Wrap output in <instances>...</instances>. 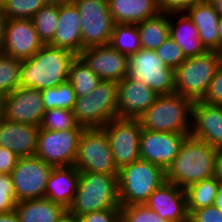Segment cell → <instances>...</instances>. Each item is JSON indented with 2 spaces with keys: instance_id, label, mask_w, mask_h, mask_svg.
<instances>
[{
  "instance_id": "obj_16",
  "label": "cell",
  "mask_w": 222,
  "mask_h": 222,
  "mask_svg": "<svg viewBox=\"0 0 222 222\" xmlns=\"http://www.w3.org/2000/svg\"><path fill=\"white\" fill-rule=\"evenodd\" d=\"M186 137L184 133L142 129L139 143L140 159L156 164L166 171Z\"/></svg>"
},
{
  "instance_id": "obj_5",
  "label": "cell",
  "mask_w": 222,
  "mask_h": 222,
  "mask_svg": "<svg viewBox=\"0 0 222 222\" xmlns=\"http://www.w3.org/2000/svg\"><path fill=\"white\" fill-rule=\"evenodd\" d=\"M165 181L162 167L142 159L122 167L118 172L120 206L144 204Z\"/></svg>"
},
{
  "instance_id": "obj_27",
  "label": "cell",
  "mask_w": 222,
  "mask_h": 222,
  "mask_svg": "<svg viewBox=\"0 0 222 222\" xmlns=\"http://www.w3.org/2000/svg\"><path fill=\"white\" fill-rule=\"evenodd\" d=\"M15 212L19 222H62L67 216L64 206L47 198L19 201Z\"/></svg>"
},
{
  "instance_id": "obj_51",
  "label": "cell",
  "mask_w": 222,
  "mask_h": 222,
  "mask_svg": "<svg viewBox=\"0 0 222 222\" xmlns=\"http://www.w3.org/2000/svg\"><path fill=\"white\" fill-rule=\"evenodd\" d=\"M212 3L215 6L217 12L222 15V0H213Z\"/></svg>"
},
{
  "instance_id": "obj_1",
  "label": "cell",
  "mask_w": 222,
  "mask_h": 222,
  "mask_svg": "<svg viewBox=\"0 0 222 222\" xmlns=\"http://www.w3.org/2000/svg\"><path fill=\"white\" fill-rule=\"evenodd\" d=\"M76 56L67 49L44 45L32 57L22 61L20 87L42 91L68 81L69 68Z\"/></svg>"
},
{
  "instance_id": "obj_21",
  "label": "cell",
  "mask_w": 222,
  "mask_h": 222,
  "mask_svg": "<svg viewBox=\"0 0 222 222\" xmlns=\"http://www.w3.org/2000/svg\"><path fill=\"white\" fill-rule=\"evenodd\" d=\"M40 126L11 122L0 123V146L8 148L19 157H33L37 152Z\"/></svg>"
},
{
  "instance_id": "obj_44",
  "label": "cell",
  "mask_w": 222,
  "mask_h": 222,
  "mask_svg": "<svg viewBox=\"0 0 222 222\" xmlns=\"http://www.w3.org/2000/svg\"><path fill=\"white\" fill-rule=\"evenodd\" d=\"M19 156L8 148L0 146V174L10 175L16 166Z\"/></svg>"
},
{
  "instance_id": "obj_22",
  "label": "cell",
  "mask_w": 222,
  "mask_h": 222,
  "mask_svg": "<svg viewBox=\"0 0 222 222\" xmlns=\"http://www.w3.org/2000/svg\"><path fill=\"white\" fill-rule=\"evenodd\" d=\"M58 22L55 36L48 45L67 49L78 56L82 51L81 22L78 8L73 2L59 6Z\"/></svg>"
},
{
  "instance_id": "obj_20",
  "label": "cell",
  "mask_w": 222,
  "mask_h": 222,
  "mask_svg": "<svg viewBox=\"0 0 222 222\" xmlns=\"http://www.w3.org/2000/svg\"><path fill=\"white\" fill-rule=\"evenodd\" d=\"M190 135L216 149H222V105L195 101Z\"/></svg>"
},
{
  "instance_id": "obj_13",
  "label": "cell",
  "mask_w": 222,
  "mask_h": 222,
  "mask_svg": "<svg viewBox=\"0 0 222 222\" xmlns=\"http://www.w3.org/2000/svg\"><path fill=\"white\" fill-rule=\"evenodd\" d=\"M53 166L41 158L19 157L10 174L17 202L45 198V189Z\"/></svg>"
},
{
  "instance_id": "obj_24",
  "label": "cell",
  "mask_w": 222,
  "mask_h": 222,
  "mask_svg": "<svg viewBox=\"0 0 222 222\" xmlns=\"http://www.w3.org/2000/svg\"><path fill=\"white\" fill-rule=\"evenodd\" d=\"M78 179L79 170L74 165L53 167L46 185L45 198L68 209L77 191Z\"/></svg>"
},
{
  "instance_id": "obj_38",
  "label": "cell",
  "mask_w": 222,
  "mask_h": 222,
  "mask_svg": "<svg viewBox=\"0 0 222 222\" xmlns=\"http://www.w3.org/2000/svg\"><path fill=\"white\" fill-rule=\"evenodd\" d=\"M155 52L166 66L174 70L186 59L181 48L170 37Z\"/></svg>"
},
{
  "instance_id": "obj_34",
  "label": "cell",
  "mask_w": 222,
  "mask_h": 222,
  "mask_svg": "<svg viewBox=\"0 0 222 222\" xmlns=\"http://www.w3.org/2000/svg\"><path fill=\"white\" fill-rule=\"evenodd\" d=\"M22 61L0 52V94L6 95L20 87Z\"/></svg>"
},
{
  "instance_id": "obj_23",
  "label": "cell",
  "mask_w": 222,
  "mask_h": 222,
  "mask_svg": "<svg viewBox=\"0 0 222 222\" xmlns=\"http://www.w3.org/2000/svg\"><path fill=\"white\" fill-rule=\"evenodd\" d=\"M185 13L198 29L199 38L207 51L219 48L218 23L220 14L212 2L201 0L188 8Z\"/></svg>"
},
{
  "instance_id": "obj_19",
  "label": "cell",
  "mask_w": 222,
  "mask_h": 222,
  "mask_svg": "<svg viewBox=\"0 0 222 222\" xmlns=\"http://www.w3.org/2000/svg\"><path fill=\"white\" fill-rule=\"evenodd\" d=\"M117 114L118 118L137 119L159 96L142 81L125 77L118 83Z\"/></svg>"
},
{
  "instance_id": "obj_31",
  "label": "cell",
  "mask_w": 222,
  "mask_h": 222,
  "mask_svg": "<svg viewBox=\"0 0 222 222\" xmlns=\"http://www.w3.org/2000/svg\"><path fill=\"white\" fill-rule=\"evenodd\" d=\"M59 6L45 4L33 17L32 21L39 39L48 45L54 38L58 28Z\"/></svg>"
},
{
  "instance_id": "obj_6",
  "label": "cell",
  "mask_w": 222,
  "mask_h": 222,
  "mask_svg": "<svg viewBox=\"0 0 222 222\" xmlns=\"http://www.w3.org/2000/svg\"><path fill=\"white\" fill-rule=\"evenodd\" d=\"M117 93L116 82L101 81L89 95L77 97L72 110L77 124L85 129L103 128L118 118Z\"/></svg>"
},
{
  "instance_id": "obj_55",
  "label": "cell",
  "mask_w": 222,
  "mask_h": 222,
  "mask_svg": "<svg viewBox=\"0 0 222 222\" xmlns=\"http://www.w3.org/2000/svg\"><path fill=\"white\" fill-rule=\"evenodd\" d=\"M4 1H5V0H0V6L3 4Z\"/></svg>"
},
{
  "instance_id": "obj_42",
  "label": "cell",
  "mask_w": 222,
  "mask_h": 222,
  "mask_svg": "<svg viewBox=\"0 0 222 222\" xmlns=\"http://www.w3.org/2000/svg\"><path fill=\"white\" fill-rule=\"evenodd\" d=\"M189 222H222V210L210 205L189 214Z\"/></svg>"
},
{
  "instance_id": "obj_8",
  "label": "cell",
  "mask_w": 222,
  "mask_h": 222,
  "mask_svg": "<svg viewBox=\"0 0 222 222\" xmlns=\"http://www.w3.org/2000/svg\"><path fill=\"white\" fill-rule=\"evenodd\" d=\"M127 77L142 81L158 95L175 93L174 69L166 66L153 50L140 48L128 56Z\"/></svg>"
},
{
  "instance_id": "obj_2",
  "label": "cell",
  "mask_w": 222,
  "mask_h": 222,
  "mask_svg": "<svg viewBox=\"0 0 222 222\" xmlns=\"http://www.w3.org/2000/svg\"><path fill=\"white\" fill-rule=\"evenodd\" d=\"M217 151L208 143L187 136L165 171L166 181L185 190L192 184L214 177Z\"/></svg>"
},
{
  "instance_id": "obj_36",
  "label": "cell",
  "mask_w": 222,
  "mask_h": 222,
  "mask_svg": "<svg viewBox=\"0 0 222 222\" xmlns=\"http://www.w3.org/2000/svg\"><path fill=\"white\" fill-rule=\"evenodd\" d=\"M40 128L54 131L85 129L77 124L72 111L61 108L45 110Z\"/></svg>"
},
{
  "instance_id": "obj_48",
  "label": "cell",
  "mask_w": 222,
  "mask_h": 222,
  "mask_svg": "<svg viewBox=\"0 0 222 222\" xmlns=\"http://www.w3.org/2000/svg\"><path fill=\"white\" fill-rule=\"evenodd\" d=\"M5 119V95L0 94V123H2Z\"/></svg>"
},
{
  "instance_id": "obj_41",
  "label": "cell",
  "mask_w": 222,
  "mask_h": 222,
  "mask_svg": "<svg viewBox=\"0 0 222 222\" xmlns=\"http://www.w3.org/2000/svg\"><path fill=\"white\" fill-rule=\"evenodd\" d=\"M75 219L78 222H120V208L93 211Z\"/></svg>"
},
{
  "instance_id": "obj_29",
  "label": "cell",
  "mask_w": 222,
  "mask_h": 222,
  "mask_svg": "<svg viewBox=\"0 0 222 222\" xmlns=\"http://www.w3.org/2000/svg\"><path fill=\"white\" fill-rule=\"evenodd\" d=\"M221 182L214 176L201 180L185 189L187 197V209L193 211L214 205Z\"/></svg>"
},
{
  "instance_id": "obj_25",
  "label": "cell",
  "mask_w": 222,
  "mask_h": 222,
  "mask_svg": "<svg viewBox=\"0 0 222 222\" xmlns=\"http://www.w3.org/2000/svg\"><path fill=\"white\" fill-rule=\"evenodd\" d=\"M176 18H175V16ZM176 23L174 22V18ZM169 34L186 58L204 54L207 50L199 38L198 29L185 12L169 13Z\"/></svg>"
},
{
  "instance_id": "obj_9",
  "label": "cell",
  "mask_w": 222,
  "mask_h": 222,
  "mask_svg": "<svg viewBox=\"0 0 222 222\" xmlns=\"http://www.w3.org/2000/svg\"><path fill=\"white\" fill-rule=\"evenodd\" d=\"M74 166L81 172L118 174L108 137L102 128L83 130Z\"/></svg>"
},
{
  "instance_id": "obj_33",
  "label": "cell",
  "mask_w": 222,
  "mask_h": 222,
  "mask_svg": "<svg viewBox=\"0 0 222 222\" xmlns=\"http://www.w3.org/2000/svg\"><path fill=\"white\" fill-rule=\"evenodd\" d=\"M109 44L128 56L136 53L141 48L136 24H115Z\"/></svg>"
},
{
  "instance_id": "obj_14",
  "label": "cell",
  "mask_w": 222,
  "mask_h": 222,
  "mask_svg": "<svg viewBox=\"0 0 222 222\" xmlns=\"http://www.w3.org/2000/svg\"><path fill=\"white\" fill-rule=\"evenodd\" d=\"M43 46L32 19L6 20L2 53L24 61L32 57Z\"/></svg>"
},
{
  "instance_id": "obj_12",
  "label": "cell",
  "mask_w": 222,
  "mask_h": 222,
  "mask_svg": "<svg viewBox=\"0 0 222 222\" xmlns=\"http://www.w3.org/2000/svg\"><path fill=\"white\" fill-rule=\"evenodd\" d=\"M83 130L54 131L40 128L35 156L53 167L74 165Z\"/></svg>"
},
{
  "instance_id": "obj_7",
  "label": "cell",
  "mask_w": 222,
  "mask_h": 222,
  "mask_svg": "<svg viewBox=\"0 0 222 222\" xmlns=\"http://www.w3.org/2000/svg\"><path fill=\"white\" fill-rule=\"evenodd\" d=\"M219 65L216 51L186 58L174 70L175 93L194 102L202 100Z\"/></svg>"
},
{
  "instance_id": "obj_45",
  "label": "cell",
  "mask_w": 222,
  "mask_h": 222,
  "mask_svg": "<svg viewBox=\"0 0 222 222\" xmlns=\"http://www.w3.org/2000/svg\"><path fill=\"white\" fill-rule=\"evenodd\" d=\"M214 176L222 184V149H218V151H217L216 160H215Z\"/></svg>"
},
{
  "instance_id": "obj_18",
  "label": "cell",
  "mask_w": 222,
  "mask_h": 222,
  "mask_svg": "<svg viewBox=\"0 0 222 222\" xmlns=\"http://www.w3.org/2000/svg\"><path fill=\"white\" fill-rule=\"evenodd\" d=\"M144 204L170 222H189L186 192L172 182H163Z\"/></svg>"
},
{
  "instance_id": "obj_10",
  "label": "cell",
  "mask_w": 222,
  "mask_h": 222,
  "mask_svg": "<svg viewBox=\"0 0 222 222\" xmlns=\"http://www.w3.org/2000/svg\"><path fill=\"white\" fill-rule=\"evenodd\" d=\"M78 8L81 22L82 50L108 45L115 26L108 0H72Z\"/></svg>"
},
{
  "instance_id": "obj_40",
  "label": "cell",
  "mask_w": 222,
  "mask_h": 222,
  "mask_svg": "<svg viewBox=\"0 0 222 222\" xmlns=\"http://www.w3.org/2000/svg\"><path fill=\"white\" fill-rule=\"evenodd\" d=\"M212 105H222V65L220 64L210 82L207 93L201 100Z\"/></svg>"
},
{
  "instance_id": "obj_15",
  "label": "cell",
  "mask_w": 222,
  "mask_h": 222,
  "mask_svg": "<svg viewBox=\"0 0 222 222\" xmlns=\"http://www.w3.org/2000/svg\"><path fill=\"white\" fill-rule=\"evenodd\" d=\"M78 56L102 81L118 83L128 74V55L110 44L84 48Z\"/></svg>"
},
{
  "instance_id": "obj_28",
  "label": "cell",
  "mask_w": 222,
  "mask_h": 222,
  "mask_svg": "<svg viewBox=\"0 0 222 222\" xmlns=\"http://www.w3.org/2000/svg\"><path fill=\"white\" fill-rule=\"evenodd\" d=\"M142 49L156 51L169 37V13L159 15L136 24Z\"/></svg>"
},
{
  "instance_id": "obj_46",
  "label": "cell",
  "mask_w": 222,
  "mask_h": 222,
  "mask_svg": "<svg viewBox=\"0 0 222 222\" xmlns=\"http://www.w3.org/2000/svg\"><path fill=\"white\" fill-rule=\"evenodd\" d=\"M0 222H19L15 211L10 213H0Z\"/></svg>"
},
{
  "instance_id": "obj_47",
  "label": "cell",
  "mask_w": 222,
  "mask_h": 222,
  "mask_svg": "<svg viewBox=\"0 0 222 222\" xmlns=\"http://www.w3.org/2000/svg\"><path fill=\"white\" fill-rule=\"evenodd\" d=\"M6 18L1 12L0 9V52L3 46V41H4V26H5Z\"/></svg>"
},
{
  "instance_id": "obj_52",
  "label": "cell",
  "mask_w": 222,
  "mask_h": 222,
  "mask_svg": "<svg viewBox=\"0 0 222 222\" xmlns=\"http://www.w3.org/2000/svg\"><path fill=\"white\" fill-rule=\"evenodd\" d=\"M218 35H219V46L222 43V15H220L219 23H218Z\"/></svg>"
},
{
  "instance_id": "obj_4",
  "label": "cell",
  "mask_w": 222,
  "mask_h": 222,
  "mask_svg": "<svg viewBox=\"0 0 222 222\" xmlns=\"http://www.w3.org/2000/svg\"><path fill=\"white\" fill-rule=\"evenodd\" d=\"M193 105V100L176 93L159 95L137 119L145 130L184 133L190 136Z\"/></svg>"
},
{
  "instance_id": "obj_43",
  "label": "cell",
  "mask_w": 222,
  "mask_h": 222,
  "mask_svg": "<svg viewBox=\"0 0 222 222\" xmlns=\"http://www.w3.org/2000/svg\"><path fill=\"white\" fill-rule=\"evenodd\" d=\"M201 0H156L161 12H185L188 8Z\"/></svg>"
},
{
  "instance_id": "obj_3",
  "label": "cell",
  "mask_w": 222,
  "mask_h": 222,
  "mask_svg": "<svg viewBox=\"0 0 222 222\" xmlns=\"http://www.w3.org/2000/svg\"><path fill=\"white\" fill-rule=\"evenodd\" d=\"M111 208H120L118 174L79 171L77 191L67 216L77 218Z\"/></svg>"
},
{
  "instance_id": "obj_53",
  "label": "cell",
  "mask_w": 222,
  "mask_h": 222,
  "mask_svg": "<svg viewBox=\"0 0 222 222\" xmlns=\"http://www.w3.org/2000/svg\"><path fill=\"white\" fill-rule=\"evenodd\" d=\"M217 56L219 58V63L222 65V43H220L219 48L216 50Z\"/></svg>"
},
{
  "instance_id": "obj_32",
  "label": "cell",
  "mask_w": 222,
  "mask_h": 222,
  "mask_svg": "<svg viewBox=\"0 0 222 222\" xmlns=\"http://www.w3.org/2000/svg\"><path fill=\"white\" fill-rule=\"evenodd\" d=\"M45 110L61 108L72 111L77 96L69 81L41 91Z\"/></svg>"
},
{
  "instance_id": "obj_17",
  "label": "cell",
  "mask_w": 222,
  "mask_h": 222,
  "mask_svg": "<svg viewBox=\"0 0 222 222\" xmlns=\"http://www.w3.org/2000/svg\"><path fill=\"white\" fill-rule=\"evenodd\" d=\"M44 112L41 90L18 87L5 95V116L8 121L40 126Z\"/></svg>"
},
{
  "instance_id": "obj_49",
  "label": "cell",
  "mask_w": 222,
  "mask_h": 222,
  "mask_svg": "<svg viewBox=\"0 0 222 222\" xmlns=\"http://www.w3.org/2000/svg\"><path fill=\"white\" fill-rule=\"evenodd\" d=\"M214 206L222 210V184L220 185L218 193L215 197Z\"/></svg>"
},
{
  "instance_id": "obj_26",
  "label": "cell",
  "mask_w": 222,
  "mask_h": 222,
  "mask_svg": "<svg viewBox=\"0 0 222 222\" xmlns=\"http://www.w3.org/2000/svg\"><path fill=\"white\" fill-rule=\"evenodd\" d=\"M115 24H138L161 13L156 0H108Z\"/></svg>"
},
{
  "instance_id": "obj_54",
  "label": "cell",
  "mask_w": 222,
  "mask_h": 222,
  "mask_svg": "<svg viewBox=\"0 0 222 222\" xmlns=\"http://www.w3.org/2000/svg\"><path fill=\"white\" fill-rule=\"evenodd\" d=\"M62 222H78L75 218H70L69 216H66V218Z\"/></svg>"
},
{
  "instance_id": "obj_11",
  "label": "cell",
  "mask_w": 222,
  "mask_h": 222,
  "mask_svg": "<svg viewBox=\"0 0 222 222\" xmlns=\"http://www.w3.org/2000/svg\"><path fill=\"white\" fill-rule=\"evenodd\" d=\"M102 129L108 137L118 170L140 159L142 128L138 119L115 118Z\"/></svg>"
},
{
  "instance_id": "obj_39",
  "label": "cell",
  "mask_w": 222,
  "mask_h": 222,
  "mask_svg": "<svg viewBox=\"0 0 222 222\" xmlns=\"http://www.w3.org/2000/svg\"><path fill=\"white\" fill-rule=\"evenodd\" d=\"M17 204L11 175L0 174V213L15 211Z\"/></svg>"
},
{
  "instance_id": "obj_50",
  "label": "cell",
  "mask_w": 222,
  "mask_h": 222,
  "mask_svg": "<svg viewBox=\"0 0 222 222\" xmlns=\"http://www.w3.org/2000/svg\"><path fill=\"white\" fill-rule=\"evenodd\" d=\"M45 4H50V5H63V4H69L72 3V0H43Z\"/></svg>"
},
{
  "instance_id": "obj_35",
  "label": "cell",
  "mask_w": 222,
  "mask_h": 222,
  "mask_svg": "<svg viewBox=\"0 0 222 222\" xmlns=\"http://www.w3.org/2000/svg\"><path fill=\"white\" fill-rule=\"evenodd\" d=\"M44 5L43 0H5L0 9L6 20L32 19Z\"/></svg>"
},
{
  "instance_id": "obj_30",
  "label": "cell",
  "mask_w": 222,
  "mask_h": 222,
  "mask_svg": "<svg viewBox=\"0 0 222 222\" xmlns=\"http://www.w3.org/2000/svg\"><path fill=\"white\" fill-rule=\"evenodd\" d=\"M68 81L73 86L76 96L82 97L89 95L102 80L90 70L79 56H76L69 68Z\"/></svg>"
},
{
  "instance_id": "obj_37",
  "label": "cell",
  "mask_w": 222,
  "mask_h": 222,
  "mask_svg": "<svg viewBox=\"0 0 222 222\" xmlns=\"http://www.w3.org/2000/svg\"><path fill=\"white\" fill-rule=\"evenodd\" d=\"M120 222H170L145 204L120 206Z\"/></svg>"
}]
</instances>
